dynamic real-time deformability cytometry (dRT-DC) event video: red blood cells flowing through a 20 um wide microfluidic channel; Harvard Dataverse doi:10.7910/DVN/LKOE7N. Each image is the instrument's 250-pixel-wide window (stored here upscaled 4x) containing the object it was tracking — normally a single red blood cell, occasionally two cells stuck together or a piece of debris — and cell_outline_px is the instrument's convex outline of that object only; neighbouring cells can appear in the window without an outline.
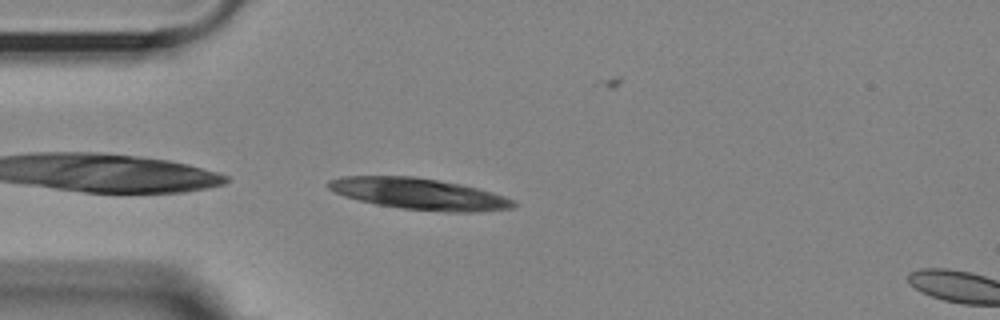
{"species": "Egyptian fruit bat (a non-hibernating species)", "species_latin": "Rousettus aegyptiacus", "temperature_condition": "room temperature", "stored_images_in_passage": 42, "camera_frame_rate_fps": 3000, "um_per_image_px": 0.085, "animal": {"sex": "female"}, "frame": {"image": 1, "passage_image": 1, "time_ms": 0.0, "image_size_px": [1000, 320], "cell_outline_px": [[516, 204], [512, 208], [476, 212], [448, 212], [404, 208], [376, 204], [344, 196], [332, 192], [328, 188], [328, 180], [344, 176], [412, 176], [460, 184], [492, 192], [504, 196], [512, 200]], "centroid_in_image_um": [35.59, 16.47], "position_along_channel_um": 49.4, "area_um2": 33.41}}
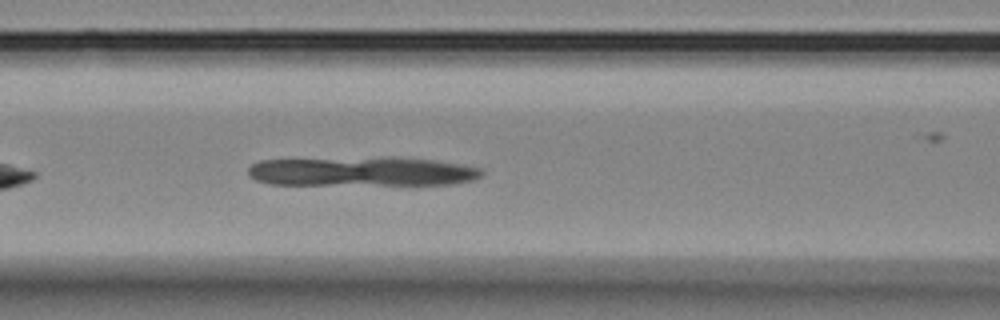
{"frame": {"image": 2, "passage_image": 9, "time_ms": 2.667, "image_size_px": [1000, 320], "cell_outline_px": [[484, 176], [476, 180], [452, 184], [268, 184], [256, 180], [248, 176], [248, 168], [252, 164], [260, 160], [432, 160], [460, 164], [484, 168]], "centroid_in_image_um": [30.82, 14.63], "position_along_channel_um": 135.8, "area_um2": 37.97}}